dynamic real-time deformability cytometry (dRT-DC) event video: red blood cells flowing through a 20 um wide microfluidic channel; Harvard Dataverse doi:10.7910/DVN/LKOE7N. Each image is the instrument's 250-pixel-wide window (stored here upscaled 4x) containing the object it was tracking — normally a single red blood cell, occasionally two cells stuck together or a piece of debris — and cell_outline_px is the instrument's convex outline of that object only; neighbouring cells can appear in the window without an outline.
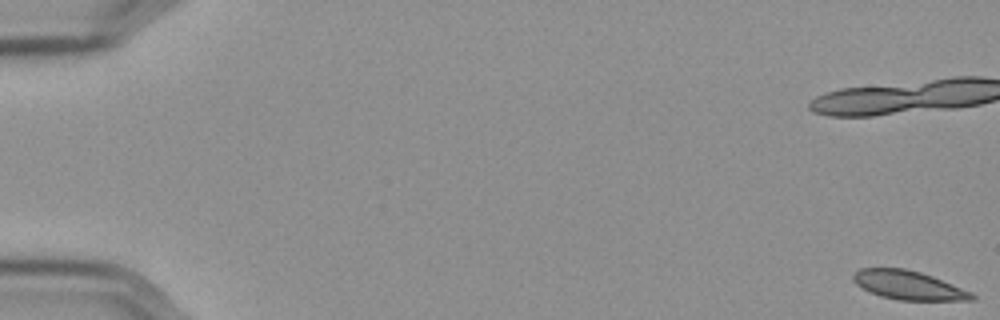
{"species": "Egyptian fruit bat (a non-hibernating species)", "species_latin": "Rousettus aegyptiacus", "temperature_condition": "cold", "stored_images_in_passage": 59, "camera_frame_rate_fps": 3000, "um_per_image_px": 0.085, "frame": {"image": 1, "passage_image": 1, "time_ms": 0.0, "image_size_px": [1000, 320], "cell_outline_px": [[976, 300], [900, 300], [880, 296], [868, 292], [856, 284], [852, 280], [852, 276], [860, 268], [904, 268], [920, 272], [932, 276], [972, 292], [976, 296]], "centroid_in_image_um": [77.2, 24.24], "position_along_channel_um": 7.8, "area_um2": 19.94}}
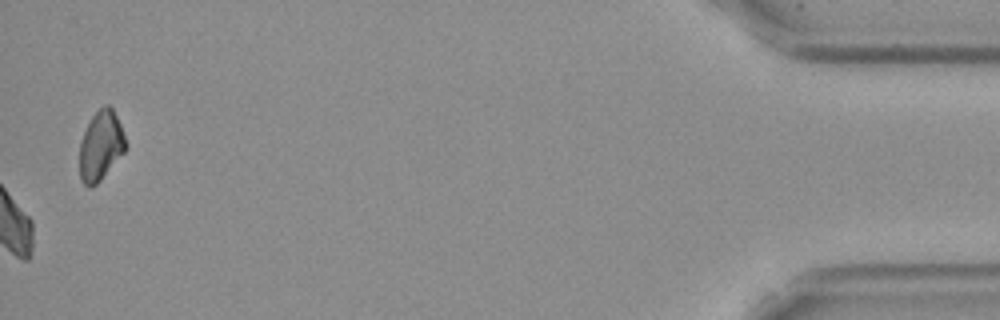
{"frame": {"image": 2, "passage_image": 59, "time_ms": 19.333, "image_size_px": [1000, 320], "cell_outline_px": [[128, 144], [124, 152], [100, 180], [92, 188], [88, 188], [80, 180], [80, 140], [92, 116], [104, 104], [108, 104], [112, 108], [120, 124]], "centroid_in_image_um": [8.56, 12.39], "position_along_channel_um": 426.6, "area_um2": 18.61}, "authors_computed_cell_mechanics": {"area_um2": 20.6924, "velocity_mm_per_s": 3.5757, "shape_relaxation_time_tau1_ms": null, "shape_relaxation_time_tau2_ms": 8.6015, "deformation_change_tau1": null, "deformation_change_tau2": 0.1101}}